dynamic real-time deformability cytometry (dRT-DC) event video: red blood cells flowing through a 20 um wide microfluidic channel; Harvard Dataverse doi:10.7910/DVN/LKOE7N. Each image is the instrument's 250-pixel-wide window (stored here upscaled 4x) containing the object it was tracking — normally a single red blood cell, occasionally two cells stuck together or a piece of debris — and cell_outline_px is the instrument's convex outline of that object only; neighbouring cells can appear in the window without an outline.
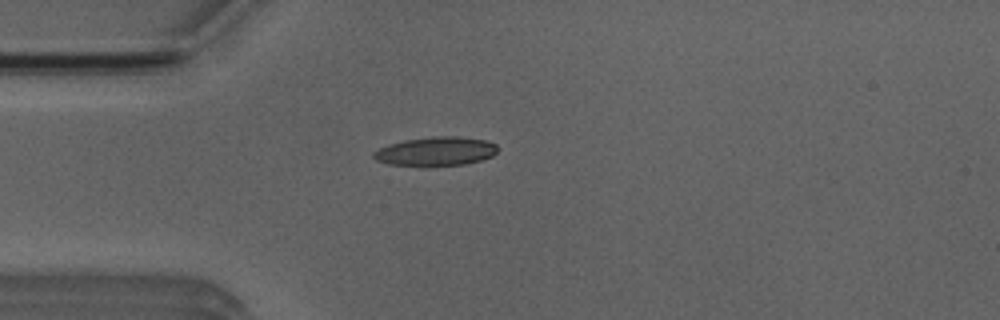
{"species": "Egyptian fruit bat (a non-hibernating species)", "species_latin": "Rousettus aegyptiacus", "temperature_condition": "room temperature", "stored_images_in_passage": 5, "camera_frame_rate_fps": 3000, "um_per_image_px": 0.085, "animal": {"sex": "male"}, "frame": {"image": 1, "passage_image": 4, "time_ms": 3.667, "image_size_px": [1000, 320], "cell_outline_px": [[500, 148], [492, 156], [480, 160], [464, 164], [432, 168], [424, 168], [388, 164], [376, 160], [372, 156], [372, 152], [388, 144], [404, 140], [432, 136], [456, 136], [484, 140], [496, 144]], "centroid_in_image_um": [37.01, 12.9], "position_along_channel_um": 48.0, "area_um2": 21.62}}